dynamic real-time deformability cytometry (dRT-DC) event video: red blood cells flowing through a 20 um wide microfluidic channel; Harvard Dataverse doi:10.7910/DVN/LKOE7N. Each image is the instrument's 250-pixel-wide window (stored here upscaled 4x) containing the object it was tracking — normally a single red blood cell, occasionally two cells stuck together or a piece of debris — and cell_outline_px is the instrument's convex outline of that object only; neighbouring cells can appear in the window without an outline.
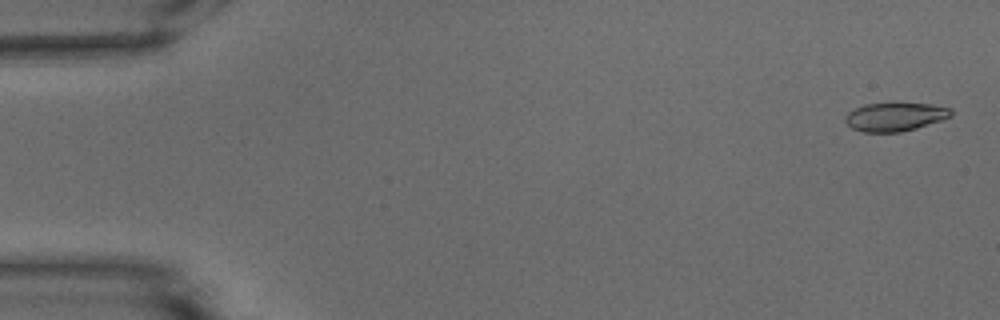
{"species": "common noctule bat (a hibernating species)", "species_latin": "Nyctalus noctula", "temperature_condition": "warm", "stored_images_in_passage": 11, "camera_frame_rate_fps": 3000, "um_per_image_px": 0.085, "animal": {"sex": "male", "body_mass_g": 15.6}, "frame": {"image": 1, "passage_image": 2, "time_ms": 0.333, "image_size_px": [1000, 320], "cell_outline_px": [[952, 116], [916, 128], [900, 132], [864, 132], [852, 128], [844, 120], [844, 116], [848, 112], [864, 104], [928, 104], [952, 108]], "centroid_in_image_um": [76.06, 9.94], "position_along_channel_um": 8.9, "area_um2": 17.28}}